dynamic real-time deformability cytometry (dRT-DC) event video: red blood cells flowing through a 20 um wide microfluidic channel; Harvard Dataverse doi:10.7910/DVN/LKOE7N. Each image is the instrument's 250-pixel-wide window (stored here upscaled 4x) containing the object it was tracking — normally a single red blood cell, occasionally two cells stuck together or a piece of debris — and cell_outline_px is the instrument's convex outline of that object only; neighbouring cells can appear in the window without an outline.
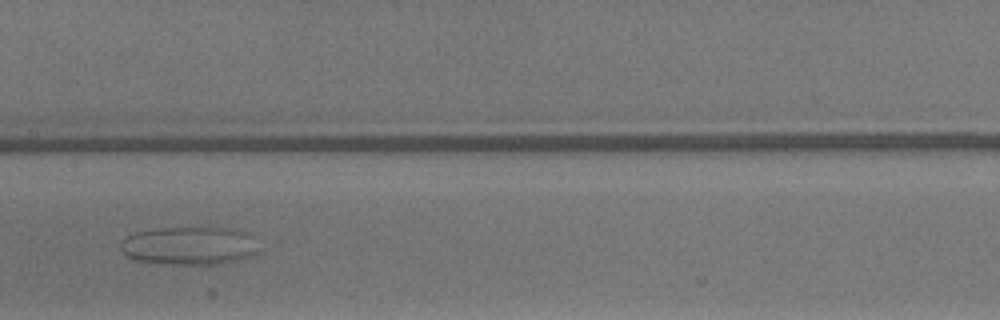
{"species": "common noctule bat (a hibernating species)", "species_latin": "Nyctalus noctula", "temperature_condition": "warm", "stored_images_in_passage": 45, "camera_frame_rate_fps": 3000, "um_per_image_px": 0.085, "animal": {"sex": "male", "body_mass_g": 13.3}, "frame": {"image": 1, "passage_image": 20, "time_ms": 6.333, "image_size_px": [1000, 320], "cell_outline_px": [[256, 252], [252, 256], [220, 264], [164, 264], [132, 260], [120, 248], [120, 240], [136, 232], [156, 228], [228, 228], [252, 232]], "centroid_in_image_um": [16.06, 20.88], "position_along_channel_um": 191.3, "area_um2": 30.87}}
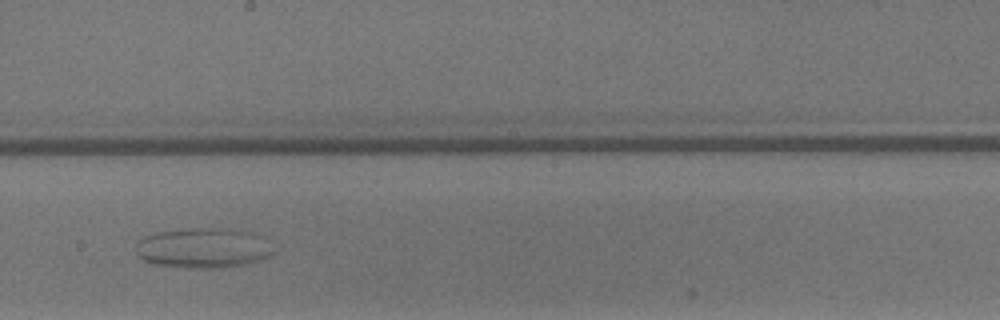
{"frame": {"image": 2, "passage_image": 23, "time_ms": 7.333, "image_size_px": [1000, 320], "cell_outline_px": [[272, 252], [264, 260], [248, 264], [220, 268], [184, 268], [156, 264], [144, 260], [136, 252], [136, 244], [144, 236], [156, 232], [188, 228], [228, 228], [252, 232], [260, 236]], "centroid_in_image_um": [17.25, 21.08], "position_along_channel_um": 231.0, "area_um2": 32.14}}
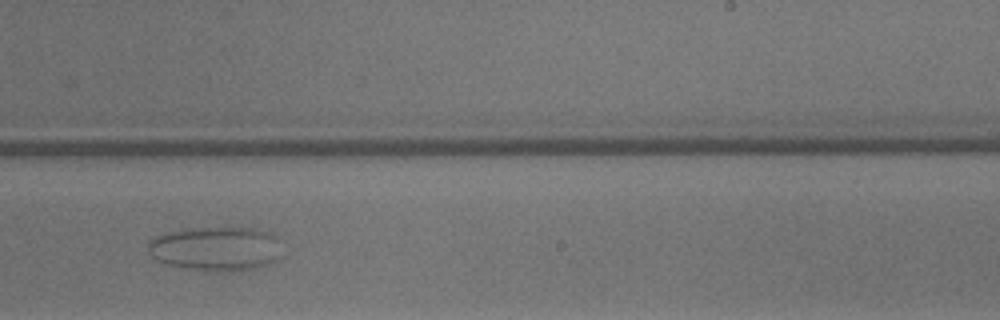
{"frame": {"image": 3, "passage_image": 26, "time_ms": 8.333, "image_size_px": [1000, 320], "cell_outline_px": [[280, 236], [276, 260], [268, 264], [252, 268], [192, 268], [168, 264], [156, 260], [148, 252], [148, 240], [156, 236], [168, 232], [192, 228], [252, 228], [268, 232]], "centroid_in_image_um": [18.32, 21.07], "position_along_channel_um": 270.7, "area_um2": 33.23}}